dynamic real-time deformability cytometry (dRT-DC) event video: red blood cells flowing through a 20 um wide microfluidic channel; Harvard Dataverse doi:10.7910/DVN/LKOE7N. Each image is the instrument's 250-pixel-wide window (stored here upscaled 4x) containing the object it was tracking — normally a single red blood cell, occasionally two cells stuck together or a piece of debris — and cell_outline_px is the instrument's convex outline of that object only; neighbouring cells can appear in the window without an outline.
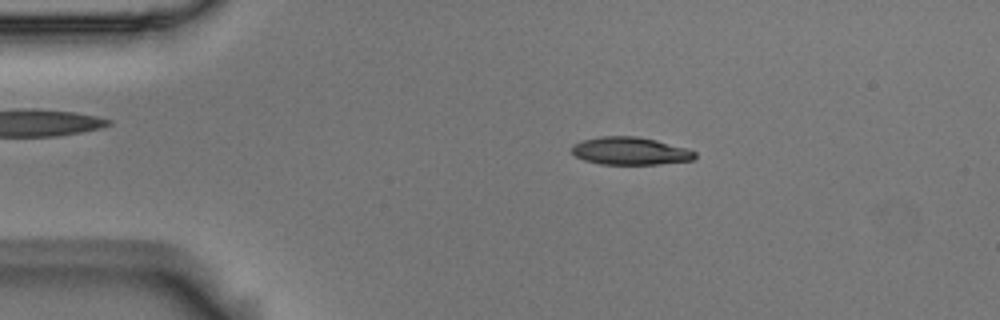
{"species": "Egyptian fruit bat (a non-hibernating species)", "species_latin": "Rousettus aegyptiacus", "temperature_condition": "room temperature", "stored_images_in_passage": 52, "camera_frame_rate_fps": 3000, "um_per_image_px": 0.085, "animal": {"sex": "male"}, "frame": {"image": 1, "passage_image": 9, "time_ms": 2.667, "image_size_px": [1000, 320], "cell_outline_px": [[696, 156], [692, 160], [660, 164], [600, 164], [584, 160], [576, 156], [572, 152], [572, 144], [580, 140], [600, 136], [636, 136], [656, 140], [688, 148], [696, 152]], "centroid_in_image_um": [53.56, 12.82], "position_along_channel_um": 31.4, "area_um2": 20.0}}
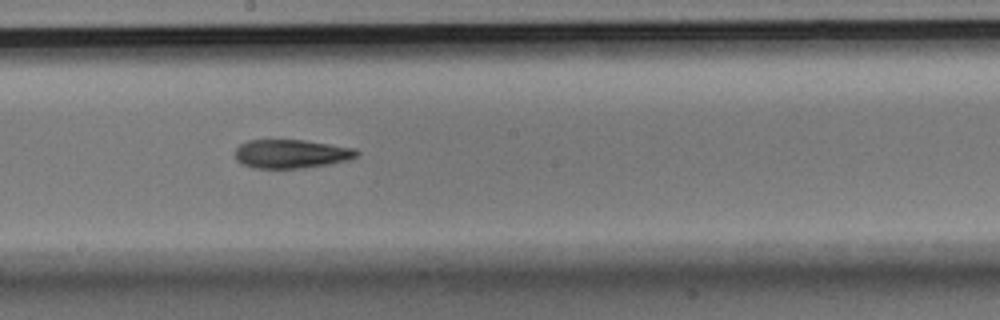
{"frame": {"image": 2, "passage_image": 28, "time_ms": 9.0, "image_size_px": [1000, 320], "cell_outline_px": [[360, 152], [356, 156], [348, 160], [328, 164], [300, 168], [256, 168], [240, 164], [236, 160], [236, 148], [240, 144], [248, 140], [304, 140], [356, 148]], "centroid_in_image_um": [24.75, 13.07], "position_along_channel_um": 223.4, "area_um2": 20.35}}
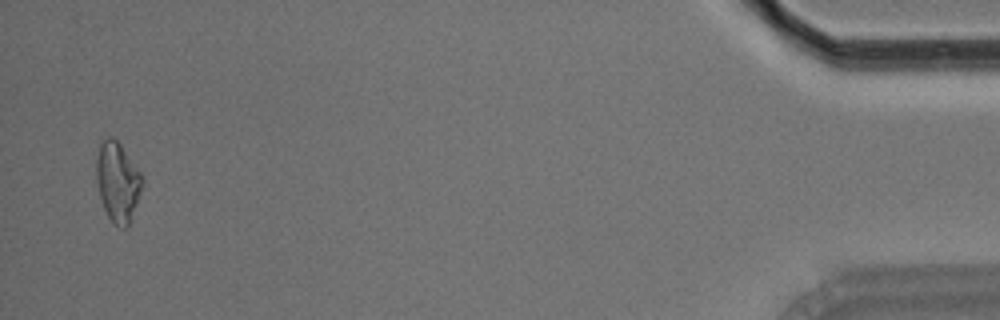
{"frame": {"image": 3, "passage_image": 51, "time_ms": 16.667, "image_size_px": [1000, 320], "cell_outline_px": [[144, 180], [128, 228], [120, 228], [112, 224], [104, 208], [100, 196], [96, 180], [96, 160], [100, 144], [108, 136], [112, 136], [120, 144], [140, 172]], "centroid_in_image_um": [9.99, 15.49], "position_along_channel_um": 425.2, "area_um2": 21.15}, "authors_computed_cell_mechanics": {"area_um2": 20.5479, "velocity_mm_per_s": 3.758, "shape_relaxation_time_tau1_ms": 5.5841, "shape_relaxation_time_tau2_ms": 6.3355, "deformation_change_tau1": 0.1494, "deformation_change_tau2": 0.183}}